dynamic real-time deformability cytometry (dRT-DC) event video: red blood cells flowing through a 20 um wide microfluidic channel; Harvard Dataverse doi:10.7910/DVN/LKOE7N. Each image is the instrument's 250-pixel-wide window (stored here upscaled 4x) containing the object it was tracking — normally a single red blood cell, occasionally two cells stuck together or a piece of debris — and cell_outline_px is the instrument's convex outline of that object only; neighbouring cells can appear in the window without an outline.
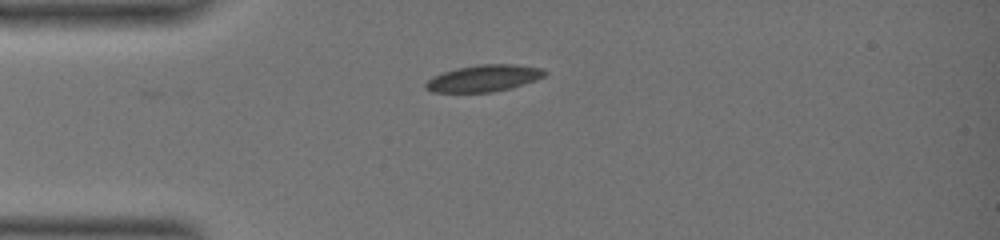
{"species": "common noctule bat (a hibernating species)", "species_latin": "Nyctalus noctula", "temperature_condition": "warm", "stored_images_in_passage": 40, "camera_frame_rate_fps": 3000, "um_per_image_px": 0.085, "animal": {"sex": "female", "body_mass_g": 19.0, "forearm_length_mm": 51.5}, "frame": {"image": 1, "passage_image": 1, "time_ms": 0.0, "image_size_px": [1000, 240], "cell_outline_px": [[548, 72], [544, 76], [536, 80], [512, 88], [492, 92], [432, 92], [424, 88], [424, 84], [432, 76], [456, 68], [480, 64], [516, 64], [544, 68]], "centroid_in_image_um": [41.14, 6.65], "position_along_channel_um": 43.9, "area_um2": 18.73}}
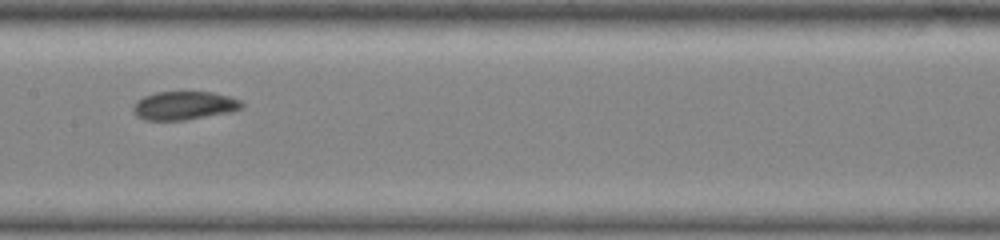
{"frame": {"image": 2, "passage_image": 16, "time_ms": 5.0, "image_size_px": [1000, 240], "cell_outline_px": [[244, 104], [240, 108], [228, 112], [184, 120], [144, 120], [136, 116], [132, 108], [144, 96], [156, 92], [212, 92], [228, 96], [240, 100]], "centroid_in_image_um": [15.63, 8.97], "position_along_channel_um": 191.8, "area_um2": 17.69}}
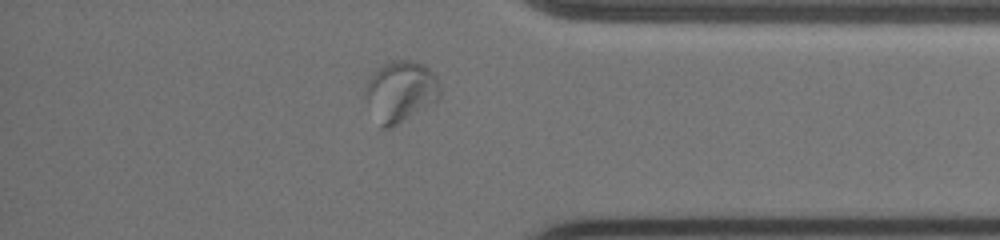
{"frame": {"image": 3, "passage_image": 35, "time_ms": 11.333, "image_size_px": [1000, 240], "cell_outline_px": [[440, 96], [436, 100], [392, 128], [380, 128], [368, 100], [368, 80], [376, 68], [380, 64], [392, 60], [416, 60], [424, 64], [436, 76], [440, 84]], "centroid_in_image_um": [34.08, 7.72], "position_along_channel_um": 401.1, "area_um2": 26.13}}